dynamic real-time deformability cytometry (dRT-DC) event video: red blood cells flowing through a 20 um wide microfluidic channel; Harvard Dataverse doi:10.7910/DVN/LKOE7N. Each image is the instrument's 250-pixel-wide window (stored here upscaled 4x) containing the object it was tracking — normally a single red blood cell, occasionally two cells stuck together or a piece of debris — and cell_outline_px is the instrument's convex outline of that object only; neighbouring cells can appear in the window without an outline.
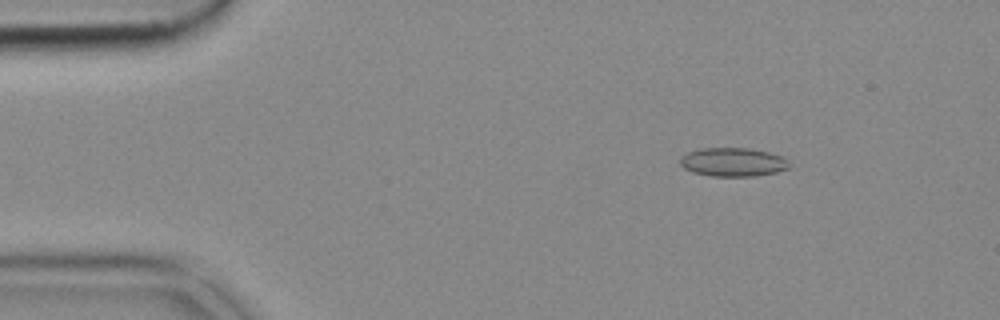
{"species": "common noctule bat (a hibernating species)", "species_latin": "Nyctalus noctula", "temperature_condition": "cold", "stored_images_in_passage": 52, "camera_frame_rate_fps": 3000, "um_per_image_px": 0.085, "animal": {"sex": "female", "body_mass_g": 18.4}, "frame": {"image": 1, "passage_image": 7, "time_ms": 2.0, "image_size_px": [1000, 320], "cell_outline_px": [[792, 168], [776, 172], [756, 176], [712, 176], [692, 172], [684, 168], [680, 164], [680, 156], [688, 152], [700, 148], [748, 148], [768, 152], [784, 156], [788, 160]], "centroid_in_image_um": [62.33, 13.78], "position_along_channel_um": 22.7, "area_um2": 18.5}}
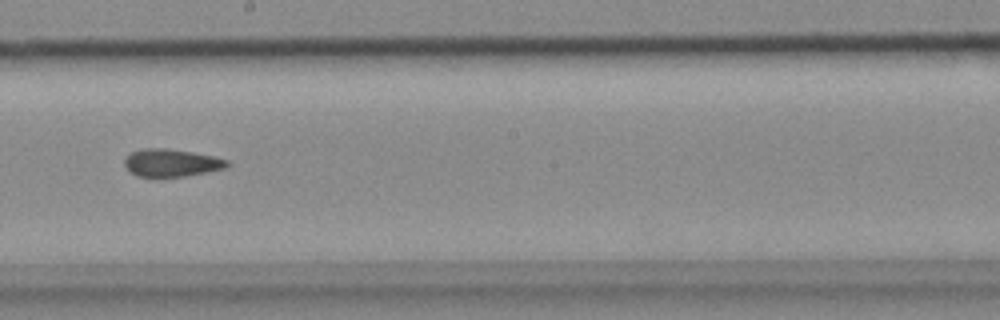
{"frame": {"image": 2, "passage_image": 29, "time_ms": 9.333, "image_size_px": [1000, 320], "cell_outline_px": [[232, 164], [228, 168], [184, 176], [136, 176], [128, 172], [124, 164], [124, 160], [132, 152], [144, 148], [164, 148], [192, 152], [212, 156], [228, 160]], "centroid_in_image_um": [14.59, 13.84], "position_along_channel_um": 233.6, "area_um2": 16.47}}
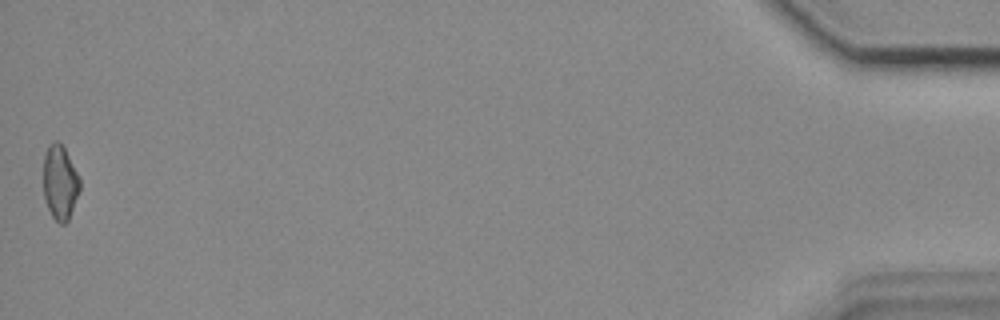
{"frame": {"image": 3, "passage_image": 52, "time_ms": 17.0, "image_size_px": [1000, 320], "cell_outline_px": [[80, 188], [68, 220], [64, 224], [60, 224], [52, 216], [44, 200], [44, 152], [48, 144], [56, 140], [64, 148], [80, 176]], "centroid_in_image_um": [5.09, 15.49], "position_along_channel_um": 430.1, "area_um2": 15.78}}